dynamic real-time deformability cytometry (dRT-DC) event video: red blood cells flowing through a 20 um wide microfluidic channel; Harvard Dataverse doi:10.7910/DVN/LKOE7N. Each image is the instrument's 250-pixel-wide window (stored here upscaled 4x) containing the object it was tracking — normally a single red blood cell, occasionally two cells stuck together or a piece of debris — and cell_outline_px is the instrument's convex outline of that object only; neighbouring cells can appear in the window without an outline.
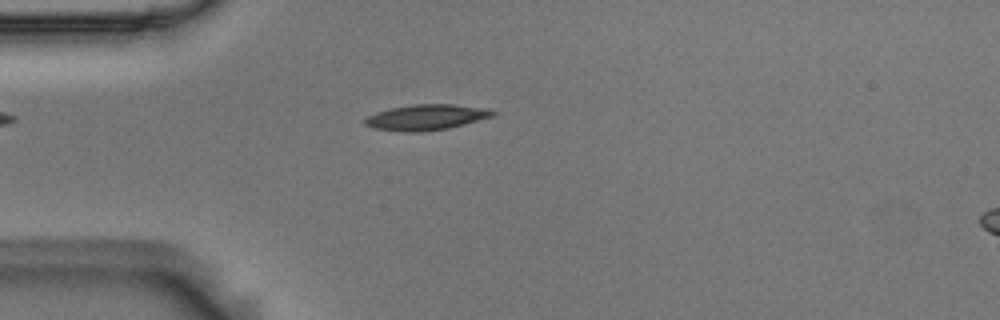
{"species": "Egyptian fruit bat (a non-hibernating species)", "species_latin": "Rousettus aegyptiacus", "temperature_condition": "room temperature", "stored_images_in_passage": 4, "camera_frame_rate_fps": 3000, "um_per_image_px": 0.085, "animal": {"sex": "male"}, "frame": {"image": 1, "passage_image": 4, "time_ms": 1.0, "image_size_px": [1000, 320], "cell_outline_px": [[496, 116], [448, 128], [420, 132], [404, 132], [376, 128], [364, 124], [364, 120], [368, 116], [392, 108], [412, 104], [452, 104], [480, 108], [496, 112]], "centroid_in_image_um": [36.25, 9.97], "position_along_channel_um": 48.8, "area_um2": 18.73}}